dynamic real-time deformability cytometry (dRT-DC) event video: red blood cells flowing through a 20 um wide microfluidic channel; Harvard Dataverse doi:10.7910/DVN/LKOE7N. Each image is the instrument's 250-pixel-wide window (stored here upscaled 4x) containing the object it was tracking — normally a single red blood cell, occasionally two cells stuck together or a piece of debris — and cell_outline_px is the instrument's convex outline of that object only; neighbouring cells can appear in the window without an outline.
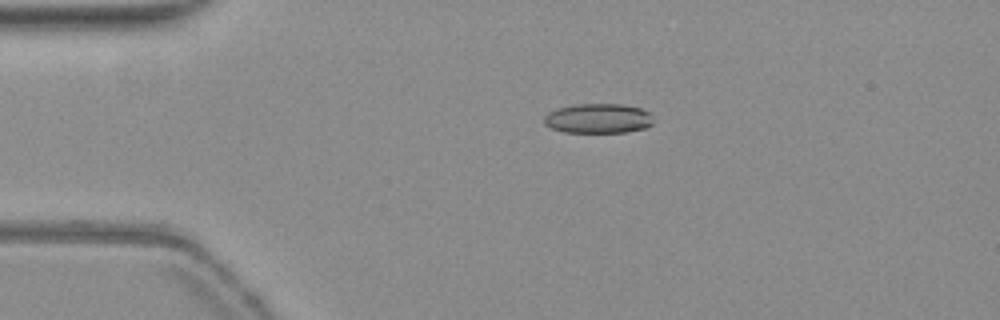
{"species": "common noctule bat (a hibernating species)", "species_latin": "Nyctalus noctula", "temperature_condition": "warm", "stored_images_in_passage": 11, "camera_frame_rate_fps": 3000, "um_per_image_px": 0.085, "animal": {"sex": "female", "body_mass_g": 19.3, "forearm_length_mm": 54.1}, "frame": {"image": 1, "passage_image": 2, "time_ms": 0.333, "image_size_px": [1000, 320], "cell_outline_px": [[652, 124], [644, 128], [624, 132], [564, 132], [552, 128], [544, 124], [544, 116], [548, 112], [556, 108], [572, 104], [624, 104], [640, 108], [648, 112], [652, 116]], "centroid_in_image_um": [50.81, 10.05], "position_along_channel_um": 34.2, "area_um2": 18.96}}
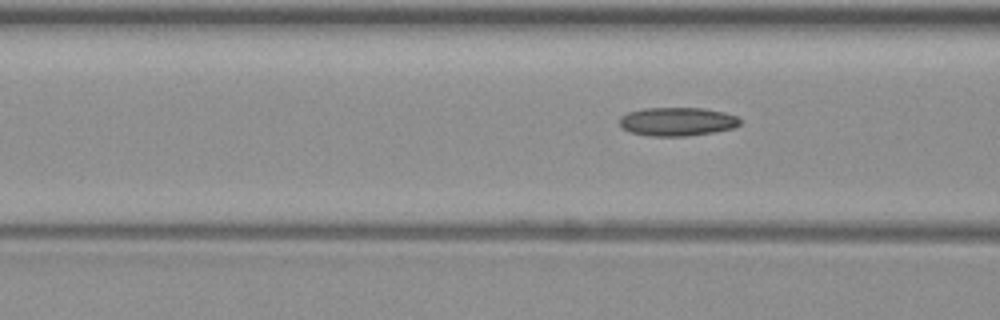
{"frame": {"image": 2, "passage_image": 11, "time_ms": 3.333, "image_size_px": [1000, 320], "cell_outline_px": [[740, 124], [732, 128], [712, 132], [684, 136], [652, 136], [632, 132], [624, 128], [620, 124], [620, 116], [628, 112], [640, 108], [704, 108], [724, 112], [736, 116], [740, 120]], "centroid_in_image_um": [57.55, 10.32], "position_along_channel_um": 109.0, "area_um2": 19.88}}